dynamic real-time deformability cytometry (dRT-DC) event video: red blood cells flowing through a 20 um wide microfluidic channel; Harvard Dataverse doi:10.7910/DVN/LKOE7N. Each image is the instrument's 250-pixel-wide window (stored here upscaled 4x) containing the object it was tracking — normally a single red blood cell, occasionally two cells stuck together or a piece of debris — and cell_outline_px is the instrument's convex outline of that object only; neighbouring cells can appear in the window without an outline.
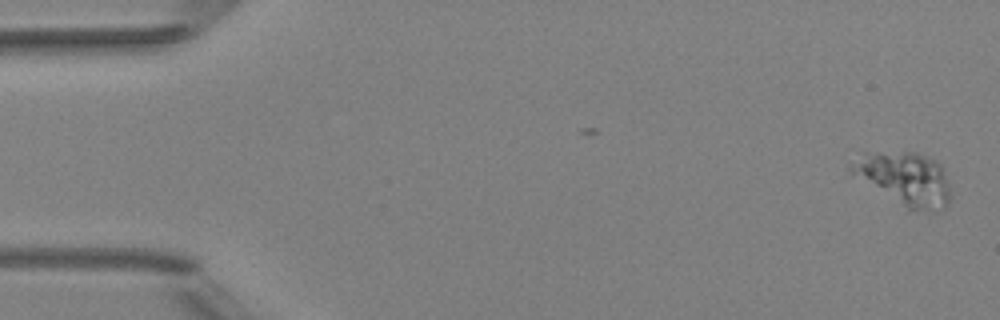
{"species": "Egyptian fruit bat (a non-hibernating species)", "species_latin": "Rousettus aegyptiacus", "temperature_condition": "room temperature", "stored_images_in_passage": 4, "camera_frame_rate_fps": 3000, "um_per_image_px": 0.085, "animal": {"sex": "female"}, "frame": {"image": 1, "passage_image": 1, "time_ms": 0.0, "image_size_px": [1000, 320], "cell_outline_px": [[948, 204], [944, 208], [908, 212], [852, 172], [848, 168], [848, 164], [864, 152], [916, 152], [936, 160], [944, 168], [948, 184]], "centroid_in_image_um": [76.89, 15.19], "position_along_channel_um": 8.1, "area_um2": 30.69}}
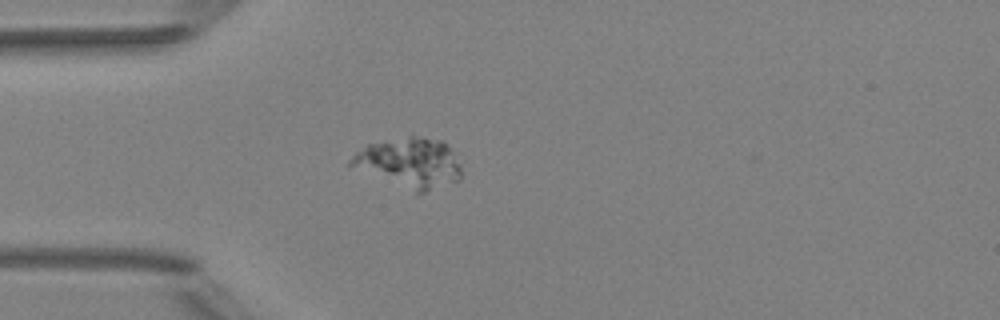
{"frame": {"image": 2, "passage_image": 4, "time_ms": 4.333, "image_size_px": [1000, 320], "cell_outline_px": [[460, 180], [416, 196], [348, 168], [348, 160], [356, 152], [368, 144], [384, 140], [412, 136], [416, 136], [440, 140], [448, 144], [460, 164]], "centroid_in_image_um": [34.72, 13.92], "position_along_channel_um": 50.3, "area_um2": 33.58}}